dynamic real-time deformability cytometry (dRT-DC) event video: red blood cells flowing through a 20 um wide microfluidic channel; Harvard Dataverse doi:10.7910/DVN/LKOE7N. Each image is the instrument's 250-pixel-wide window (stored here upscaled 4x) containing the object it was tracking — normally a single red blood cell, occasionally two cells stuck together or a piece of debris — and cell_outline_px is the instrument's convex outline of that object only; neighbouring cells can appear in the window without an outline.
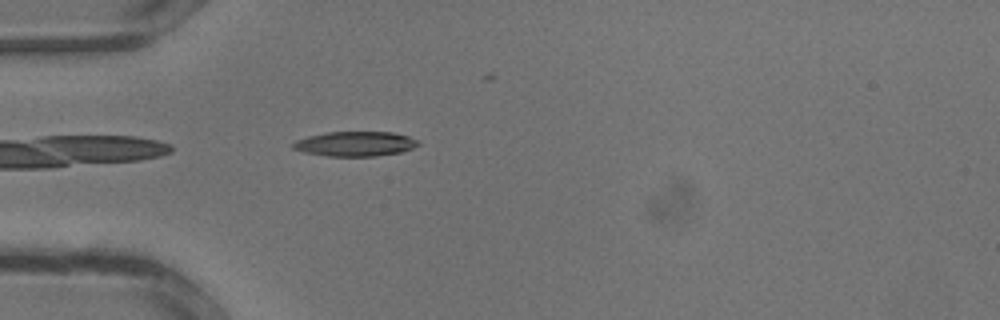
{"species": "common noctule bat (a hibernating species)", "species_latin": "Nyctalus noctula", "temperature_condition": "warm", "stored_images_in_passage": 18, "camera_frame_rate_fps": 3000, "um_per_image_px": 0.085, "animal": {"sex": "male", "body_mass_g": 13.3}, "frame": {"image": 1, "passage_image": 2, "time_ms": 0.333, "image_size_px": [1000, 320], "cell_outline_px": [[420, 144], [412, 148], [400, 152], [376, 156], [328, 156], [304, 152], [292, 148], [292, 144], [296, 140], [308, 136], [328, 132], [392, 132], [408, 136], [416, 140]], "centroid_in_image_um": [30.18, 12.22], "position_along_channel_um": 54.8, "area_um2": 17.92}}
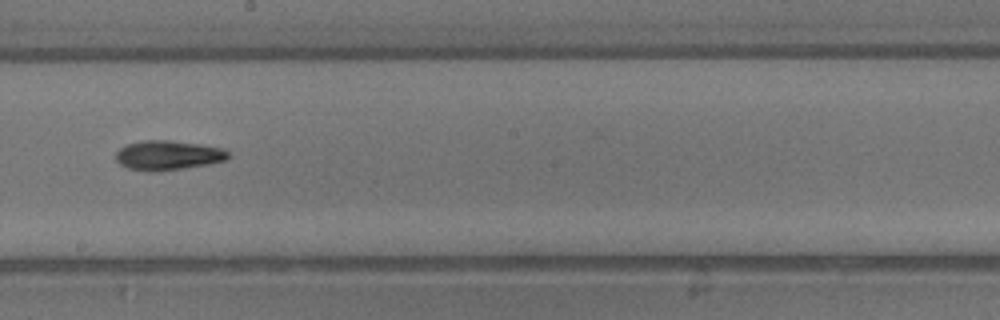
{"frame": {"image": 2, "passage_image": 11, "time_ms": 3.333, "image_size_px": [1000, 320], "cell_outline_px": [[228, 156], [224, 160], [208, 164], [180, 168], [128, 168], [120, 164], [116, 160], [116, 152], [120, 148], [128, 144], [144, 140], [168, 140], [200, 144], [224, 148], [228, 152]], "centroid_in_image_um": [14.31, 13.14], "position_along_channel_um": 233.9, "area_um2": 18.32}}
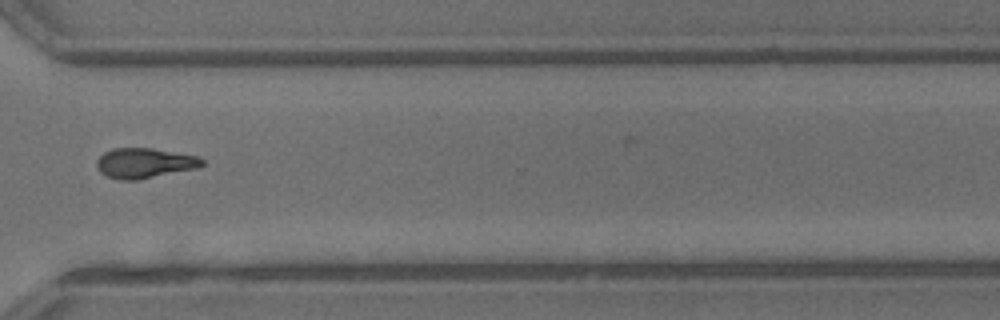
{"frame": {"image": 3, "passage_image": 17, "time_ms": 5.333, "image_size_px": [1000, 320], "cell_outline_px": [[204, 164], [200, 168], [136, 180], [120, 180], [108, 176], [100, 172], [96, 168], [96, 160], [104, 152], [112, 148], [152, 148], [196, 156], [204, 160]], "centroid_in_image_um": [12.28, 13.86], "position_along_channel_um": 358.3, "area_um2": 18.55}}